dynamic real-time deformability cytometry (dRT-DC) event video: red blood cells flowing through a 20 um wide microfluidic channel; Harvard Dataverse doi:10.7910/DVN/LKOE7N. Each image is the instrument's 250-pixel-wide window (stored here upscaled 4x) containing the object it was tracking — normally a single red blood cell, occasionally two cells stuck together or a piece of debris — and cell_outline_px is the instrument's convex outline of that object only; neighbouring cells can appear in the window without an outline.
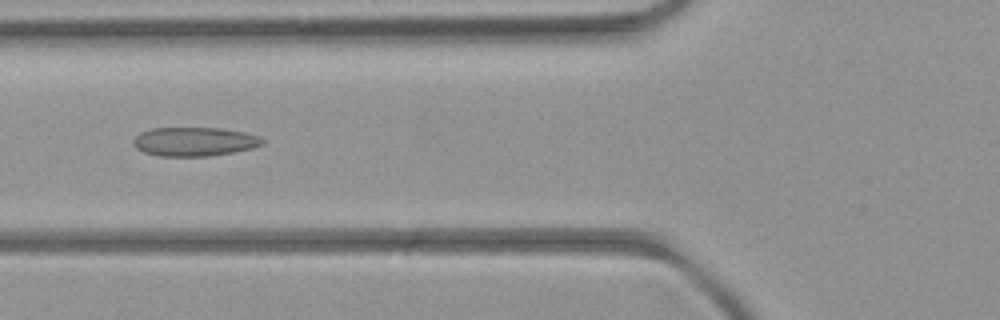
{"species": "common noctule bat (a hibernating species)", "species_latin": "Nyctalus noctula", "temperature_condition": "room temperature", "stored_images_in_passage": 7, "camera_frame_rate_fps": 3000, "um_per_image_px": 0.085, "animal": {"sex": "female", "body_mass_g": 21.9}, "frame": {"image": 1, "passage_image": 6, "time_ms": 6.333, "image_size_px": [1000, 320], "cell_outline_px": [[264, 144], [252, 148], [232, 152], [208, 156], [156, 156], [144, 152], [136, 148], [132, 144], [132, 140], [140, 132], [152, 128], [220, 128], [244, 132], [260, 136], [264, 140]], "centroid_in_image_um": [16.5, 12.04], "position_along_channel_um": 109.3, "area_um2": 21.85}}
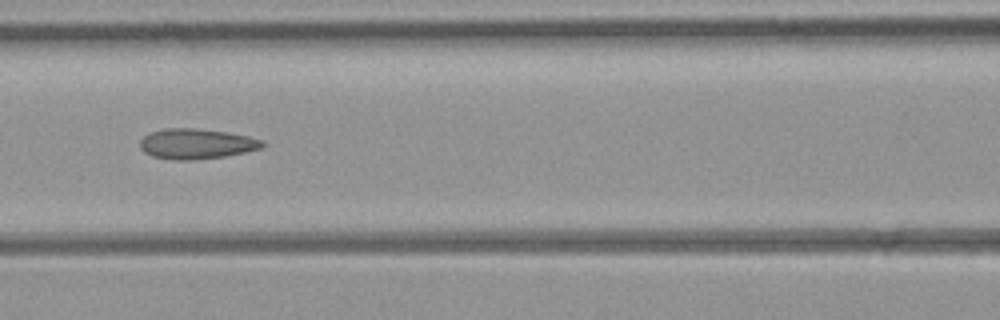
{"frame": {"image": 2, "passage_image": 7, "time_ms": 7.333, "image_size_px": [1000, 320], "cell_outline_px": [[268, 144], [260, 148], [244, 152], [224, 156], [192, 160], [172, 160], [152, 156], [144, 152], [140, 148], [140, 140], [144, 136], [152, 132], [164, 128], [196, 128], [224, 132], [248, 136], [264, 140]], "centroid_in_image_um": [16.69, 12.22], "position_along_channel_um": 149.9, "area_um2": 21.56}}